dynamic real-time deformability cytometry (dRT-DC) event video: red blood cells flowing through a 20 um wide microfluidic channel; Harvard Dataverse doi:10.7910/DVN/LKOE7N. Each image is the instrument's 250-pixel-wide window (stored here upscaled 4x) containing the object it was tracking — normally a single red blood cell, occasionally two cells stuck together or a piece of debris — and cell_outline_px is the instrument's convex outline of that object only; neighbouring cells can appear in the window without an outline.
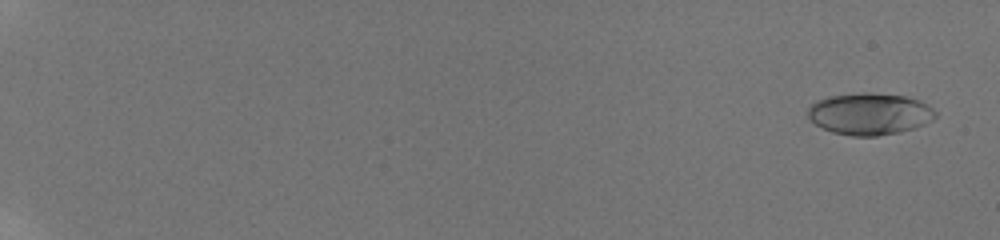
{"species": "human", "species_latin": "Homo sapiens", "temperature_condition": "room temperature", "stored_images_in_passage": 14, "camera_frame_rate_fps": 3000, "um_per_image_px": 0.085, "donor": {"sex": "male"}, "frame": {"image": 1, "passage_image": 1, "time_ms": 0.0, "image_size_px": [1000, 240], "cell_outline_px": [[936, 116], [932, 120], [916, 128], [900, 132], [876, 136], [852, 136], [832, 132], [808, 120], [808, 108], [816, 100], [828, 96], [860, 92], [868, 92], [904, 96], [920, 100], [928, 104], [936, 112]], "centroid_in_image_um": [73.92, 9.67], "position_along_channel_um": 11.1, "area_um2": 31.33}}
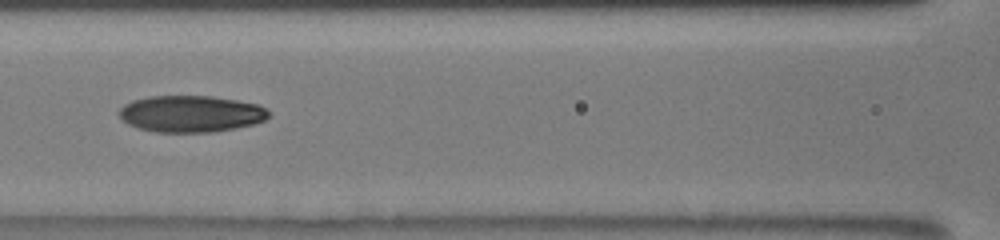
{"frame": {"image": 2, "passage_image": 10, "time_ms": 3.0, "image_size_px": [1000, 240], "cell_outline_px": [[268, 116], [264, 120], [256, 124], [236, 128], [212, 132], [156, 132], [140, 128], [128, 124], [116, 112], [124, 104], [132, 100], [148, 96], [212, 96], [236, 100], [256, 104], [264, 108], [268, 112]], "centroid_in_image_um": [16.2, 9.67], "position_along_channel_um": 150.4, "area_um2": 31.91}}
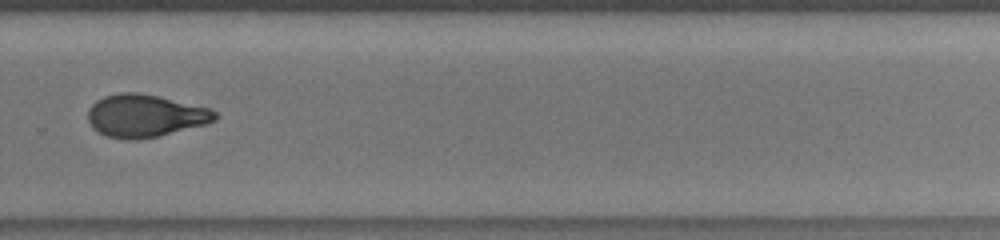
{"frame": {"image": 3, "passage_image": 14, "time_ms": 4.333, "image_size_px": [1000, 240], "cell_outline_px": [[216, 120], [204, 124], [156, 136], [136, 140], [124, 140], [108, 136], [92, 128], [88, 120], [88, 108], [96, 100], [104, 96], [120, 92], [136, 92], [156, 96], [212, 108], [216, 112]], "centroid_in_image_um": [12.29, 9.83], "position_along_channel_um": 317.5, "area_um2": 31.33}}